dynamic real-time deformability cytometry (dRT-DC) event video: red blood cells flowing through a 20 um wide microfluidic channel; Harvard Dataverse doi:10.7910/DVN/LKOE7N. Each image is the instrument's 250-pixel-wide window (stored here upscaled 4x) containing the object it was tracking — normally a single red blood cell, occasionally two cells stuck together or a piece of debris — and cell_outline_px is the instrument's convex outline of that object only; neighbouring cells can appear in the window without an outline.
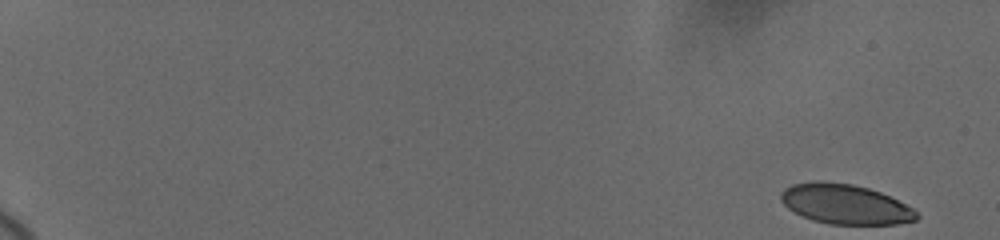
{"species": "human", "species_latin": "Homo sapiens", "temperature_condition": "cold", "stored_images_in_passage": 24, "camera_frame_rate_fps": 3000, "um_per_image_px": 0.085, "donor": {"sex": "female"}, "frame": {"image": 1, "passage_image": 1, "time_ms": 0.0, "image_size_px": [1000, 240], "cell_outline_px": [[920, 216], [916, 220], [896, 224], [828, 224], [812, 220], [788, 208], [780, 200], [780, 192], [784, 188], [792, 184], [812, 180], [824, 180], [852, 184], [868, 188], [880, 192], [912, 208]], "centroid_in_image_um": [71.8, 17.34], "position_along_channel_um": 13.2, "area_um2": 31.56}}
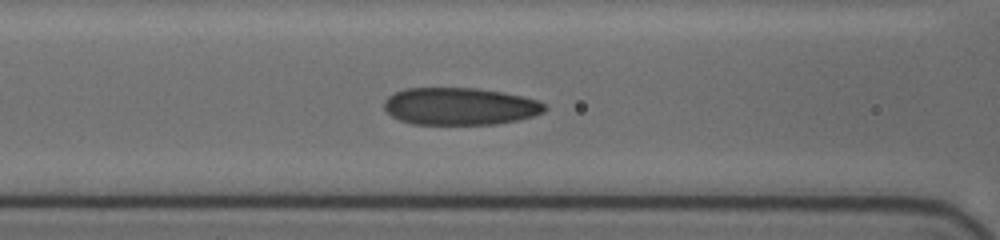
{"frame": {"image": 2, "passage_image": 21, "time_ms": 8.667, "image_size_px": [1000, 240], "cell_outline_px": [[548, 108], [544, 112], [532, 116], [516, 120], [496, 124], [412, 124], [400, 120], [392, 116], [384, 108], [384, 100], [388, 96], [404, 88], [476, 88], [504, 92], [536, 100], [544, 104]], "centroid_in_image_um": [39.07, 9.03], "position_along_channel_um": 127.5, "area_um2": 34.85}}
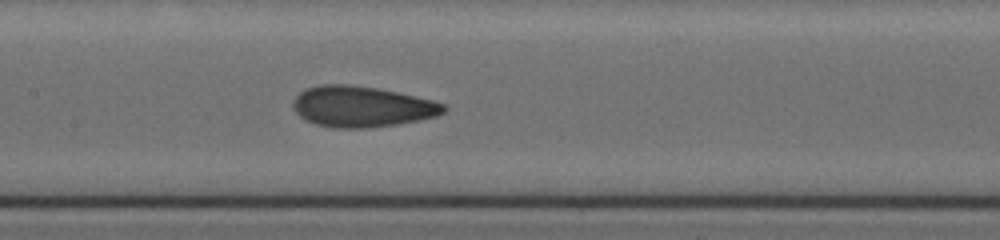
{"frame": {"image": 3, "passage_image": 24, "time_ms": 10.0, "image_size_px": [1000, 240], "cell_outline_px": [[448, 108], [444, 112], [436, 116], [420, 120], [396, 124], [364, 128], [332, 128], [316, 124], [304, 120], [292, 108], [292, 100], [304, 88], [320, 84], [348, 84], [376, 88], [396, 92], [432, 100], [444, 104]], "centroid_in_image_um": [30.7, 9.06], "position_along_channel_um": 176.7, "area_um2": 35.95}}